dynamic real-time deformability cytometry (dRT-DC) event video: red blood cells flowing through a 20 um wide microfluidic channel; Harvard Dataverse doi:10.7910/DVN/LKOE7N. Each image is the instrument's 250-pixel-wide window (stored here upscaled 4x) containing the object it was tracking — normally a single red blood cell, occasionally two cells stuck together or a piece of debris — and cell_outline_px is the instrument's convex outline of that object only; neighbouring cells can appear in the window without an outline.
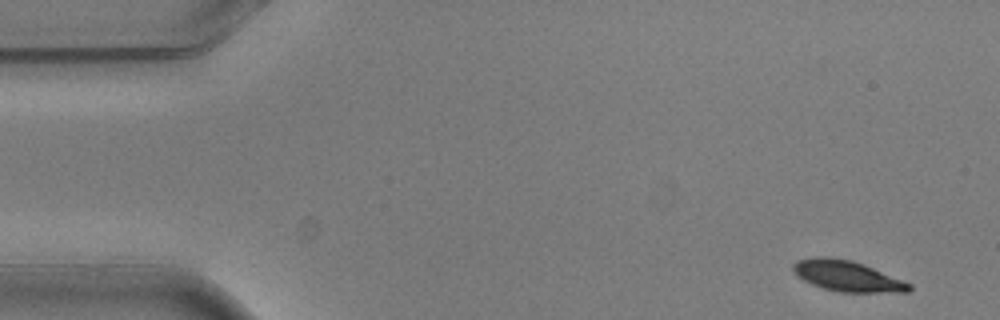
{"species": "common noctule bat (a hibernating species)", "species_latin": "Nyctalus noctula", "temperature_condition": "warm", "stored_images_in_passage": 4, "camera_frame_rate_fps": 3000, "um_per_image_px": 0.085, "animal": {"sex": "male", "body_mass_g": 20.5, "forearm_length_mm": 52.5}, "frame": {"image": 1, "passage_image": 1, "time_ms": 0.0, "image_size_px": [1000, 320], "cell_outline_px": [[912, 288], [908, 292], [840, 292], [824, 288], [812, 284], [796, 276], [792, 268], [792, 264], [796, 260], [816, 256], [828, 256], [852, 260], [864, 264], [912, 284]], "centroid_in_image_um": [71.98, 23.44], "position_along_channel_um": 13.0, "area_um2": 20.87}}
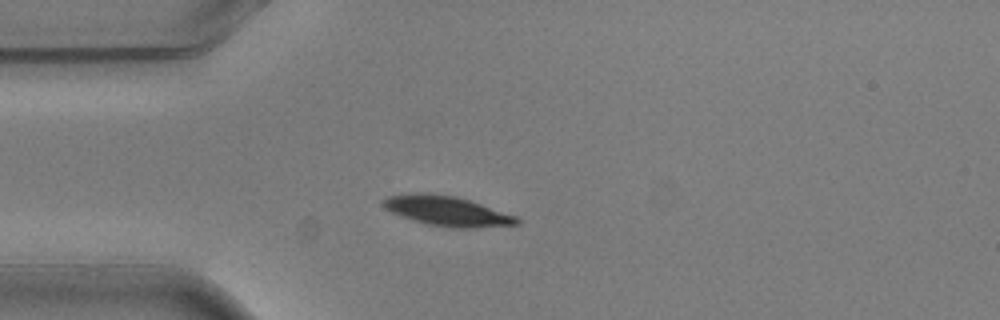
{"frame": {"image": 2, "passage_image": 4, "time_ms": 1.0, "image_size_px": [1000, 320], "cell_outline_px": [[520, 224], [476, 228], [452, 228], [428, 224], [412, 220], [400, 216], [384, 208], [384, 200], [388, 196], [412, 192], [420, 192], [456, 196], [516, 216], [520, 220]], "centroid_in_image_um": [37.99, 17.94], "position_along_channel_um": 47.0, "area_um2": 23.12}}